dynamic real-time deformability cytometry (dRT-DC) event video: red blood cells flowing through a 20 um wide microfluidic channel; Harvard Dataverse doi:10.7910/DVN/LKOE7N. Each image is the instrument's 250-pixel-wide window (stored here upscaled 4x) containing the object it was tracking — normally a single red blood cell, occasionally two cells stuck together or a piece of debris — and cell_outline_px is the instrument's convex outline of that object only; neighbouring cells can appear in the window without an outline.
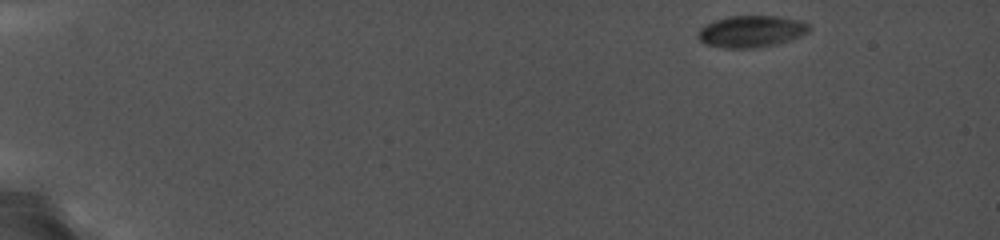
{"species": "common noctule bat (a hibernating species)", "species_latin": "Nyctalus noctula", "temperature_condition": "cold", "stored_images_in_passage": 77, "camera_frame_rate_fps": 5000, "um_per_image_px": 0.085, "animal": {"sex": "female", "body_mass_g": 19.0, "forearm_length_mm": 56.7}, "frame": {"image": 1, "passage_image": 1, "time_ms": 0.0, "image_size_px": [1000, 240], "cell_outline_px": [[812, 28], [808, 32], [792, 40], [776, 44], [756, 48], [724, 48], [704, 44], [696, 36], [696, 32], [700, 28], [712, 20], [728, 16], [776, 16], [804, 20], [812, 24]], "centroid_in_image_um": [63.88, 2.66], "position_along_channel_um": 21.1, "area_um2": 21.1}}
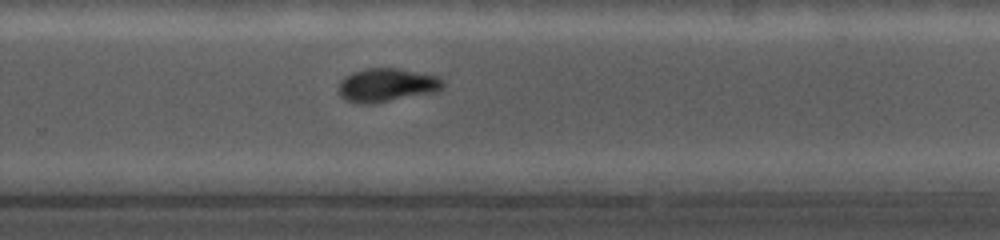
{"frame": {"image": 2, "passage_image": 56, "time_ms": 11.0, "image_size_px": [1000, 240], "cell_outline_px": [[444, 88], [436, 92], [372, 104], [352, 104], [344, 100], [340, 96], [340, 80], [352, 72], [364, 68], [400, 68], [440, 76], [444, 80]], "centroid_in_image_um": [32.9, 7.24], "position_along_channel_um": 296.9, "area_um2": 20.87}}
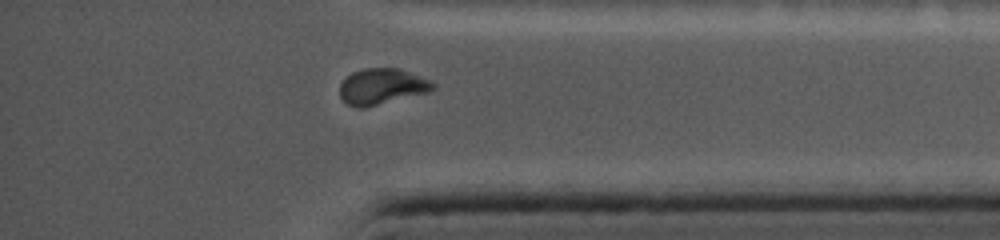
{"frame": {"image": 3, "passage_image": 70, "time_ms": 13.8, "image_size_px": [1000, 240], "cell_outline_px": [[436, 88], [428, 92], [364, 108], [356, 108], [348, 104], [340, 96], [340, 84], [352, 72], [364, 68], [400, 68], [432, 80], [436, 84]], "centroid_in_image_um": [32.49, 7.34], "position_along_channel_um": 402.7, "area_um2": 19.59}}